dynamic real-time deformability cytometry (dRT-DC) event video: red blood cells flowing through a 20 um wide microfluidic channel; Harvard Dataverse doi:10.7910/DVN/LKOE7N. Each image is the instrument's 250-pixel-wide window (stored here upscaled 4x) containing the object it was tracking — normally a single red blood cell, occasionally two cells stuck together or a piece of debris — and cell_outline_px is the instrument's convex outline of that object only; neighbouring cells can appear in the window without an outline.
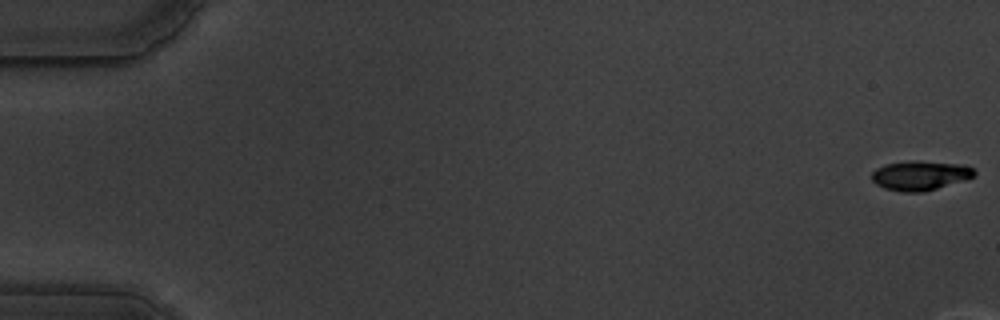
{"species": "common noctule bat (a hibernating species)", "species_latin": "Nyctalus noctula", "temperature_condition": "warm", "stored_images_in_passage": 13, "camera_frame_rate_fps": 3000, "um_per_image_px": 0.085, "animal": {"sex": "male", "body_mass_g": 19.5, "forearm_length_mm": 54.6}, "frame": {"image": 1, "passage_image": 1, "time_ms": 0.0, "image_size_px": [1000, 320], "cell_outline_px": [[976, 172], [972, 176], [964, 180], [924, 192], [900, 192], [884, 188], [876, 184], [872, 180], [872, 172], [876, 168], [884, 164], [912, 160], [916, 160], [964, 164], [972, 168]], "centroid_in_image_um": [78.18, 14.91], "position_along_channel_um": 6.8, "area_um2": 17.74}}